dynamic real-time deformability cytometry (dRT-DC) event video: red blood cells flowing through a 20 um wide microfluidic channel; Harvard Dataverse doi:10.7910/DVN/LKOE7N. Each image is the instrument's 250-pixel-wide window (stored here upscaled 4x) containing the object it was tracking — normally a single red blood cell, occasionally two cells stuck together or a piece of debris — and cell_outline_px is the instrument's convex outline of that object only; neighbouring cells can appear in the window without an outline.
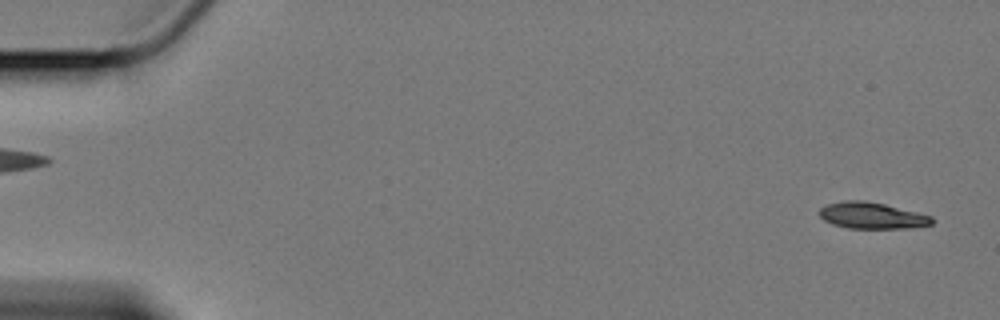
{"species": "Egyptian fruit bat (a non-hibernating species)", "species_latin": "Rousettus aegyptiacus", "temperature_condition": "cold", "stored_images_in_passage": 60, "camera_frame_rate_fps": 3000, "um_per_image_px": 0.085, "animal": {"sex": "female"}, "frame": {"image": 1, "passage_image": 2, "time_ms": 0.333, "image_size_px": [1000, 320], "cell_outline_px": [[932, 224], [912, 228], [848, 228], [832, 224], [824, 220], [820, 216], [820, 208], [828, 204], [844, 200], [864, 200], [884, 204], [932, 216]], "centroid_in_image_um": [74.1, 18.32], "position_along_channel_um": 10.9, "area_um2": 17.17}}
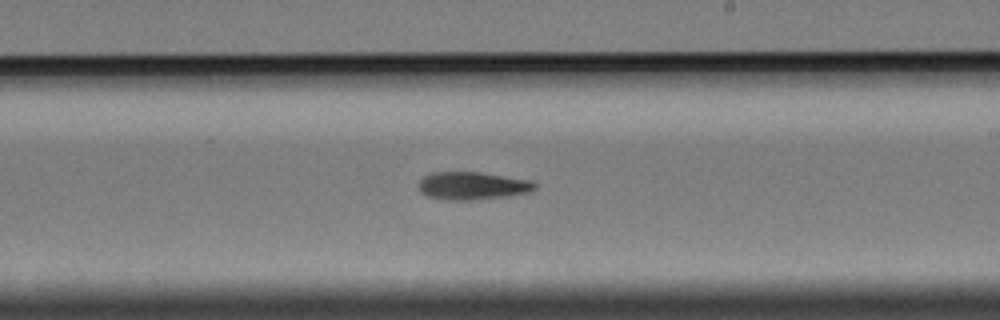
{"frame": {"image": 2, "passage_image": 35, "time_ms": 11.333, "image_size_px": [1000, 320], "cell_outline_px": [[536, 188], [528, 192], [508, 196], [468, 200], [448, 200], [428, 196], [420, 192], [420, 180], [424, 176], [432, 172], [480, 172], [532, 180], [536, 184]], "centroid_in_image_um": [40.17, 15.78], "position_along_channel_um": 248.8, "area_um2": 18.73}}
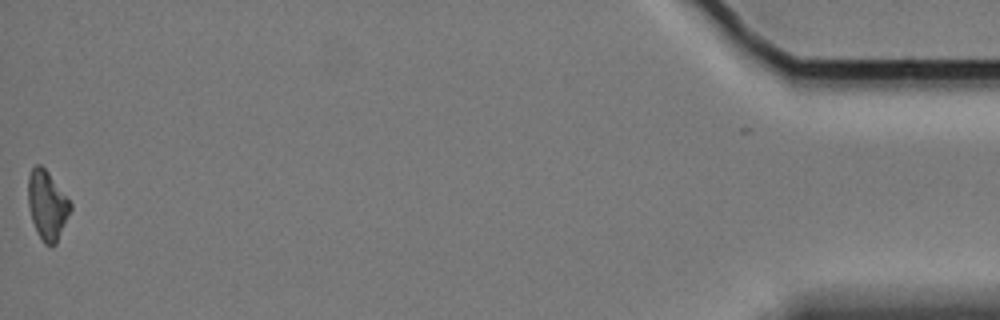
{"frame": {"image": 3, "passage_image": 59, "time_ms": 19.333, "image_size_px": [1000, 320], "cell_outline_px": [[72, 208], [56, 244], [52, 248], [44, 244], [32, 220], [28, 208], [28, 176], [32, 168], [36, 164], [40, 164], [48, 172], [72, 204]], "centroid_in_image_um": [4.01, 17.45], "position_along_channel_um": 431.2, "area_um2": 16.94}, "authors_computed_cell_mechanics": {"area_um2": 18.0047, "velocity_mm_per_s": 3.3886, "shape_relaxation_time_tau1_ms": 3.8017, "shape_relaxation_time_tau2_ms": null, "deformation_change_tau1": 0.1247, "deformation_change_tau2": null}}